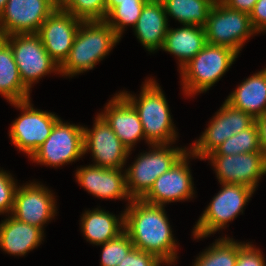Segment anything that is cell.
<instances>
[{"label":"cell","instance_id":"6da1fadb","mask_svg":"<svg viewBox=\"0 0 266 266\" xmlns=\"http://www.w3.org/2000/svg\"><path fill=\"white\" fill-rule=\"evenodd\" d=\"M124 211V231L134 248L151 253L165 263L177 259L175 243L164 206L133 199Z\"/></svg>","mask_w":266,"mask_h":266},{"label":"cell","instance_id":"7a4b0ae2","mask_svg":"<svg viewBox=\"0 0 266 266\" xmlns=\"http://www.w3.org/2000/svg\"><path fill=\"white\" fill-rule=\"evenodd\" d=\"M120 39L105 20L82 21L59 73L72 77L93 69Z\"/></svg>","mask_w":266,"mask_h":266},{"label":"cell","instance_id":"3957f363","mask_svg":"<svg viewBox=\"0 0 266 266\" xmlns=\"http://www.w3.org/2000/svg\"><path fill=\"white\" fill-rule=\"evenodd\" d=\"M136 109L142 123L146 142L170 144L176 140L170 110L158 83L149 79L142 87L139 99L127 92H120Z\"/></svg>","mask_w":266,"mask_h":266},{"label":"cell","instance_id":"277c9868","mask_svg":"<svg viewBox=\"0 0 266 266\" xmlns=\"http://www.w3.org/2000/svg\"><path fill=\"white\" fill-rule=\"evenodd\" d=\"M237 56L228 47L207 43L180 69L185 94L191 96L209 90L228 71Z\"/></svg>","mask_w":266,"mask_h":266},{"label":"cell","instance_id":"5b68a950","mask_svg":"<svg viewBox=\"0 0 266 266\" xmlns=\"http://www.w3.org/2000/svg\"><path fill=\"white\" fill-rule=\"evenodd\" d=\"M152 148V151L150 149L138 156L125 171L127 190L132 200L142 199L155 180L170 170L187 151L186 148H170L169 144H153Z\"/></svg>","mask_w":266,"mask_h":266},{"label":"cell","instance_id":"8992f818","mask_svg":"<svg viewBox=\"0 0 266 266\" xmlns=\"http://www.w3.org/2000/svg\"><path fill=\"white\" fill-rule=\"evenodd\" d=\"M204 29L208 44L228 47L237 54L246 40L257 33L248 13L231 9L221 0L211 7Z\"/></svg>","mask_w":266,"mask_h":266},{"label":"cell","instance_id":"52a82bcc","mask_svg":"<svg viewBox=\"0 0 266 266\" xmlns=\"http://www.w3.org/2000/svg\"><path fill=\"white\" fill-rule=\"evenodd\" d=\"M222 189L213 197L193 231L194 238H204L217 232L232 221L246 205L254 189L242 184H221Z\"/></svg>","mask_w":266,"mask_h":266},{"label":"cell","instance_id":"ba28073f","mask_svg":"<svg viewBox=\"0 0 266 266\" xmlns=\"http://www.w3.org/2000/svg\"><path fill=\"white\" fill-rule=\"evenodd\" d=\"M10 45L22 82L30 91L32 84L44 75L59 72L37 34H15L3 37Z\"/></svg>","mask_w":266,"mask_h":266},{"label":"cell","instance_id":"9c48e42d","mask_svg":"<svg viewBox=\"0 0 266 266\" xmlns=\"http://www.w3.org/2000/svg\"><path fill=\"white\" fill-rule=\"evenodd\" d=\"M11 104L23 113L11 125L9 136L12 144L31 157L49 137L60 118L54 113L34 109L30 99Z\"/></svg>","mask_w":266,"mask_h":266},{"label":"cell","instance_id":"30bf717a","mask_svg":"<svg viewBox=\"0 0 266 266\" xmlns=\"http://www.w3.org/2000/svg\"><path fill=\"white\" fill-rule=\"evenodd\" d=\"M84 127L59 119L46 141L30 157L34 162L62 166L84 155Z\"/></svg>","mask_w":266,"mask_h":266},{"label":"cell","instance_id":"8fae6325","mask_svg":"<svg viewBox=\"0 0 266 266\" xmlns=\"http://www.w3.org/2000/svg\"><path fill=\"white\" fill-rule=\"evenodd\" d=\"M57 8L58 0H8L0 15V37L37 34Z\"/></svg>","mask_w":266,"mask_h":266},{"label":"cell","instance_id":"7c38bea8","mask_svg":"<svg viewBox=\"0 0 266 266\" xmlns=\"http://www.w3.org/2000/svg\"><path fill=\"white\" fill-rule=\"evenodd\" d=\"M254 122L255 119L251 115L232 107L225 101L208 128L193 144L190 150L191 156L204 160L225 140L250 127Z\"/></svg>","mask_w":266,"mask_h":266},{"label":"cell","instance_id":"4fadbf2b","mask_svg":"<svg viewBox=\"0 0 266 266\" xmlns=\"http://www.w3.org/2000/svg\"><path fill=\"white\" fill-rule=\"evenodd\" d=\"M220 184H242L255 190L260 177L266 174V157L262 151L239 155H207Z\"/></svg>","mask_w":266,"mask_h":266},{"label":"cell","instance_id":"5bb4252c","mask_svg":"<svg viewBox=\"0 0 266 266\" xmlns=\"http://www.w3.org/2000/svg\"><path fill=\"white\" fill-rule=\"evenodd\" d=\"M95 119L92 130L84 127V154L88 150L92 152L95 166L123 168L130 151L99 114Z\"/></svg>","mask_w":266,"mask_h":266},{"label":"cell","instance_id":"9a60e30c","mask_svg":"<svg viewBox=\"0 0 266 266\" xmlns=\"http://www.w3.org/2000/svg\"><path fill=\"white\" fill-rule=\"evenodd\" d=\"M55 199L43 185L31 183L17 187L13 210L10 213L18 221L43 230V225L56 214Z\"/></svg>","mask_w":266,"mask_h":266},{"label":"cell","instance_id":"2e32d148","mask_svg":"<svg viewBox=\"0 0 266 266\" xmlns=\"http://www.w3.org/2000/svg\"><path fill=\"white\" fill-rule=\"evenodd\" d=\"M82 20L57 8L41 25L37 35L50 57L60 66L68 57Z\"/></svg>","mask_w":266,"mask_h":266},{"label":"cell","instance_id":"e0dca14e","mask_svg":"<svg viewBox=\"0 0 266 266\" xmlns=\"http://www.w3.org/2000/svg\"><path fill=\"white\" fill-rule=\"evenodd\" d=\"M188 156L191 157L190 151H187L170 170L161 174L142 200L150 204L164 206L169 202L193 197L194 187L187 163Z\"/></svg>","mask_w":266,"mask_h":266},{"label":"cell","instance_id":"ac0fdd59","mask_svg":"<svg viewBox=\"0 0 266 266\" xmlns=\"http://www.w3.org/2000/svg\"><path fill=\"white\" fill-rule=\"evenodd\" d=\"M99 115L107 122L122 144L131 152L134 144L145 139L142 123L133 105L121 94H117Z\"/></svg>","mask_w":266,"mask_h":266},{"label":"cell","instance_id":"d6986e66","mask_svg":"<svg viewBox=\"0 0 266 266\" xmlns=\"http://www.w3.org/2000/svg\"><path fill=\"white\" fill-rule=\"evenodd\" d=\"M122 168L108 169L95 165L82 167L76 172V180L95 197L105 199H127L132 201Z\"/></svg>","mask_w":266,"mask_h":266},{"label":"cell","instance_id":"ffe728a7","mask_svg":"<svg viewBox=\"0 0 266 266\" xmlns=\"http://www.w3.org/2000/svg\"><path fill=\"white\" fill-rule=\"evenodd\" d=\"M168 18L161 0H148L134 27L137 39L150 52L162 49L168 28Z\"/></svg>","mask_w":266,"mask_h":266},{"label":"cell","instance_id":"44dd1931","mask_svg":"<svg viewBox=\"0 0 266 266\" xmlns=\"http://www.w3.org/2000/svg\"><path fill=\"white\" fill-rule=\"evenodd\" d=\"M43 233L41 228L18 221L10 215L0 223V248L9 254L23 256L39 246Z\"/></svg>","mask_w":266,"mask_h":266},{"label":"cell","instance_id":"7402d4cb","mask_svg":"<svg viewBox=\"0 0 266 266\" xmlns=\"http://www.w3.org/2000/svg\"><path fill=\"white\" fill-rule=\"evenodd\" d=\"M254 119L266 113V68L242 82L225 100Z\"/></svg>","mask_w":266,"mask_h":266},{"label":"cell","instance_id":"603a6c76","mask_svg":"<svg viewBox=\"0 0 266 266\" xmlns=\"http://www.w3.org/2000/svg\"><path fill=\"white\" fill-rule=\"evenodd\" d=\"M207 44L203 26L183 25L182 28L167 30L163 50L177 56L181 69Z\"/></svg>","mask_w":266,"mask_h":266},{"label":"cell","instance_id":"cb8c5ba5","mask_svg":"<svg viewBox=\"0 0 266 266\" xmlns=\"http://www.w3.org/2000/svg\"><path fill=\"white\" fill-rule=\"evenodd\" d=\"M81 219L82 232L92 244H104L124 231V214L119 219L109 212L96 208L87 210Z\"/></svg>","mask_w":266,"mask_h":266},{"label":"cell","instance_id":"d4e9b609","mask_svg":"<svg viewBox=\"0 0 266 266\" xmlns=\"http://www.w3.org/2000/svg\"><path fill=\"white\" fill-rule=\"evenodd\" d=\"M0 94L10 103L30 98L24 86L9 43L0 37Z\"/></svg>","mask_w":266,"mask_h":266},{"label":"cell","instance_id":"484cf974","mask_svg":"<svg viewBox=\"0 0 266 266\" xmlns=\"http://www.w3.org/2000/svg\"><path fill=\"white\" fill-rule=\"evenodd\" d=\"M166 15L183 25L205 26L213 6L211 0H161Z\"/></svg>","mask_w":266,"mask_h":266},{"label":"cell","instance_id":"4316f807","mask_svg":"<svg viewBox=\"0 0 266 266\" xmlns=\"http://www.w3.org/2000/svg\"><path fill=\"white\" fill-rule=\"evenodd\" d=\"M148 0H105V21L114 29L121 38L126 25L135 27L145 3Z\"/></svg>","mask_w":266,"mask_h":266},{"label":"cell","instance_id":"83f0119b","mask_svg":"<svg viewBox=\"0 0 266 266\" xmlns=\"http://www.w3.org/2000/svg\"><path fill=\"white\" fill-rule=\"evenodd\" d=\"M242 244L233 241V238L218 239L213 246L196 258L193 266H235L239 247Z\"/></svg>","mask_w":266,"mask_h":266},{"label":"cell","instance_id":"f1b7e54d","mask_svg":"<svg viewBox=\"0 0 266 266\" xmlns=\"http://www.w3.org/2000/svg\"><path fill=\"white\" fill-rule=\"evenodd\" d=\"M256 151H261V148L257 126L254 122L250 127L229 137L209 155L230 156Z\"/></svg>","mask_w":266,"mask_h":266},{"label":"cell","instance_id":"f546056e","mask_svg":"<svg viewBox=\"0 0 266 266\" xmlns=\"http://www.w3.org/2000/svg\"><path fill=\"white\" fill-rule=\"evenodd\" d=\"M58 8L82 21L106 19L105 0H58Z\"/></svg>","mask_w":266,"mask_h":266},{"label":"cell","instance_id":"4dcf8cb0","mask_svg":"<svg viewBox=\"0 0 266 266\" xmlns=\"http://www.w3.org/2000/svg\"><path fill=\"white\" fill-rule=\"evenodd\" d=\"M103 246L101 266H118L134 248L128 234L123 231L116 238L101 244Z\"/></svg>","mask_w":266,"mask_h":266},{"label":"cell","instance_id":"1f68e13d","mask_svg":"<svg viewBox=\"0 0 266 266\" xmlns=\"http://www.w3.org/2000/svg\"><path fill=\"white\" fill-rule=\"evenodd\" d=\"M12 175L0 170V214L12 212L17 184Z\"/></svg>","mask_w":266,"mask_h":266},{"label":"cell","instance_id":"d6a6232c","mask_svg":"<svg viewBox=\"0 0 266 266\" xmlns=\"http://www.w3.org/2000/svg\"><path fill=\"white\" fill-rule=\"evenodd\" d=\"M161 263L164 264L165 262L157 256L133 248L118 266H161Z\"/></svg>","mask_w":266,"mask_h":266},{"label":"cell","instance_id":"836d02e7","mask_svg":"<svg viewBox=\"0 0 266 266\" xmlns=\"http://www.w3.org/2000/svg\"><path fill=\"white\" fill-rule=\"evenodd\" d=\"M235 266H266V263L259 249L249 243H243L239 247Z\"/></svg>","mask_w":266,"mask_h":266},{"label":"cell","instance_id":"e575fe53","mask_svg":"<svg viewBox=\"0 0 266 266\" xmlns=\"http://www.w3.org/2000/svg\"><path fill=\"white\" fill-rule=\"evenodd\" d=\"M249 16L257 34L266 32V0H257Z\"/></svg>","mask_w":266,"mask_h":266},{"label":"cell","instance_id":"d590c367","mask_svg":"<svg viewBox=\"0 0 266 266\" xmlns=\"http://www.w3.org/2000/svg\"><path fill=\"white\" fill-rule=\"evenodd\" d=\"M231 9L250 14L257 0H221Z\"/></svg>","mask_w":266,"mask_h":266},{"label":"cell","instance_id":"8d00e7d4","mask_svg":"<svg viewBox=\"0 0 266 266\" xmlns=\"http://www.w3.org/2000/svg\"><path fill=\"white\" fill-rule=\"evenodd\" d=\"M261 151L266 157V113L255 119Z\"/></svg>","mask_w":266,"mask_h":266},{"label":"cell","instance_id":"74e56055","mask_svg":"<svg viewBox=\"0 0 266 266\" xmlns=\"http://www.w3.org/2000/svg\"><path fill=\"white\" fill-rule=\"evenodd\" d=\"M8 0H0V15L3 12Z\"/></svg>","mask_w":266,"mask_h":266}]
</instances>
